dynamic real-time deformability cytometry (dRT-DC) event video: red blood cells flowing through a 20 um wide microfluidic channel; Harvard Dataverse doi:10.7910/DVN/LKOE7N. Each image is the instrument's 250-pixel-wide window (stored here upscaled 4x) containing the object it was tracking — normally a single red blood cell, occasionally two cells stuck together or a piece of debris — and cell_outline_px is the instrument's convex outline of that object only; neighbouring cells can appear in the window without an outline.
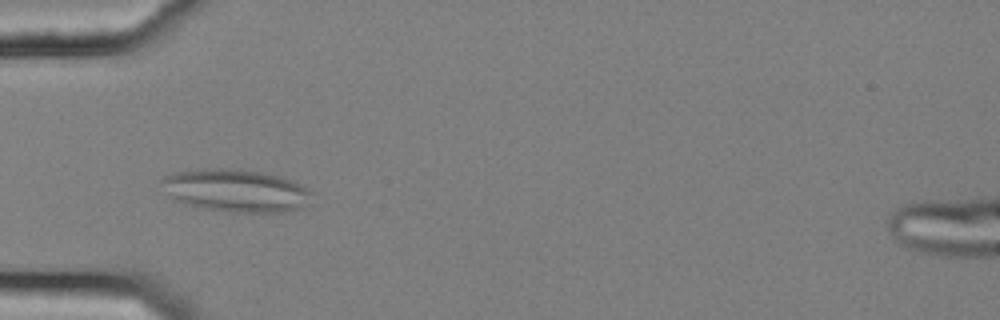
{"species": "common noctule bat (a hibernating species)", "species_latin": "Nyctalus noctula", "temperature_condition": "cold", "stored_images_in_passage": 54, "camera_frame_rate_fps": 3000, "um_per_image_px": 0.085, "animal": {"sex": "female", "body_mass_g": 25.1}, "frame": {"image": 1, "passage_image": 16, "time_ms": 5.0, "image_size_px": [1000, 320], "cell_outline_px": [[316, 192], [308, 204], [300, 208], [288, 212], [232, 212], [200, 208], [184, 204], [176, 200], [172, 196], [160, 180], [164, 176], [172, 172], [204, 168], [240, 168], [280, 176], [292, 180]], "centroid_in_image_um": [20.12, 16.19], "position_along_channel_um": 64.9, "area_um2": 37.8}}